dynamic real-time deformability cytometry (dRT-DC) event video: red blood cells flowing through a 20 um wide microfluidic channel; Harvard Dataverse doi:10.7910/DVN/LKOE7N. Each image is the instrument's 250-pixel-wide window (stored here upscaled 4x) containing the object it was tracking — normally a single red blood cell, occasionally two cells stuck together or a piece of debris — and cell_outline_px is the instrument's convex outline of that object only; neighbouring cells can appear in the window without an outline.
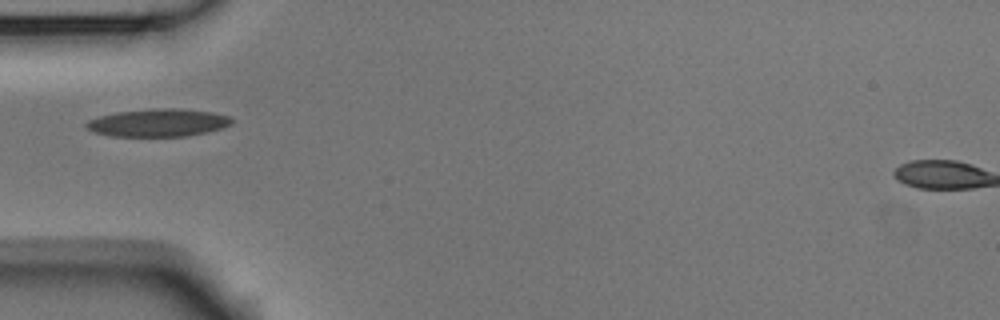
{"species": "Egyptian fruit bat (a non-hibernating species)", "species_latin": "Rousettus aegyptiacus", "temperature_condition": "room temperature", "stored_images_in_passage": 38, "camera_frame_rate_fps": 3000, "um_per_image_px": 0.085, "animal": {"sex": "male"}, "frame": {"image": 1, "passage_image": 1, "time_ms": 0.0, "image_size_px": [1000, 320], "cell_outline_px": [[232, 124], [208, 132], [188, 136], [112, 136], [96, 132], [88, 128], [84, 124], [88, 120], [100, 116], [116, 112], [152, 108], [180, 108], [212, 112], [228, 116], [232, 120]], "centroid_in_image_um": [13.46, 10.42], "position_along_channel_um": 71.5, "area_um2": 23.47}}
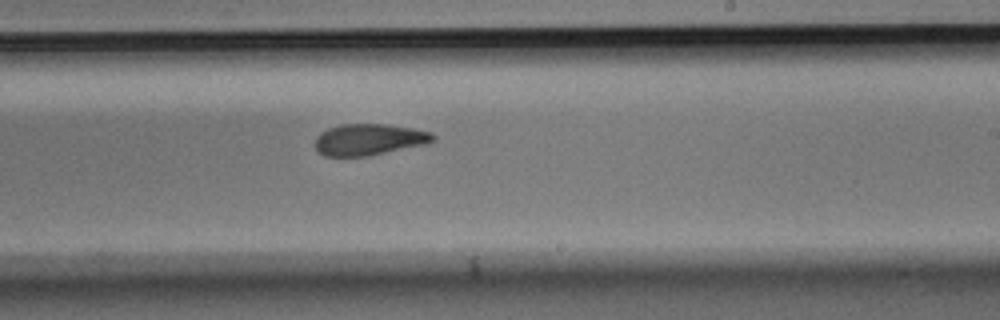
{"frame": {"image": 2, "passage_image": 16, "time_ms": 5.0, "image_size_px": [1000, 320], "cell_outline_px": [[436, 140], [424, 144], [368, 156], [324, 156], [316, 148], [316, 136], [320, 132], [328, 128], [340, 124], [384, 124], [412, 128], [432, 132], [436, 136]], "centroid_in_image_um": [31.37, 11.85], "position_along_channel_um": 257.6, "area_um2": 21.5}}
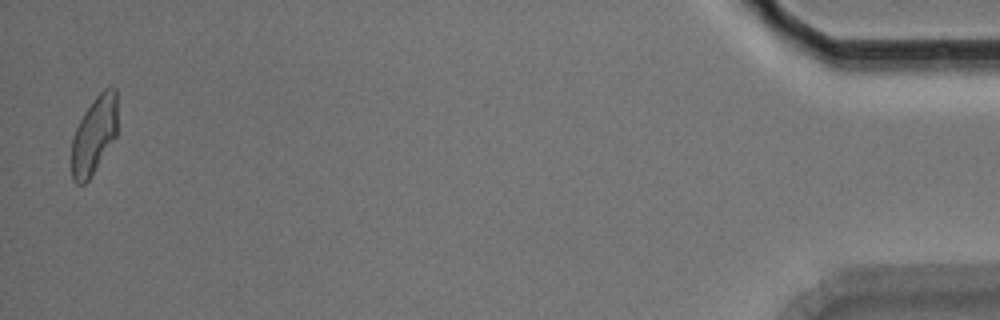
{"frame": {"image": 3, "passage_image": 37, "time_ms": 12.0, "image_size_px": [1000, 320], "cell_outline_px": [[116, 136], [88, 180], [84, 184], [76, 184], [72, 180], [72, 140], [76, 128], [84, 112], [92, 100], [104, 88], [116, 88]], "centroid_in_image_um": [7.98, 11.48], "position_along_channel_um": 427.2, "area_um2": 20.4}}